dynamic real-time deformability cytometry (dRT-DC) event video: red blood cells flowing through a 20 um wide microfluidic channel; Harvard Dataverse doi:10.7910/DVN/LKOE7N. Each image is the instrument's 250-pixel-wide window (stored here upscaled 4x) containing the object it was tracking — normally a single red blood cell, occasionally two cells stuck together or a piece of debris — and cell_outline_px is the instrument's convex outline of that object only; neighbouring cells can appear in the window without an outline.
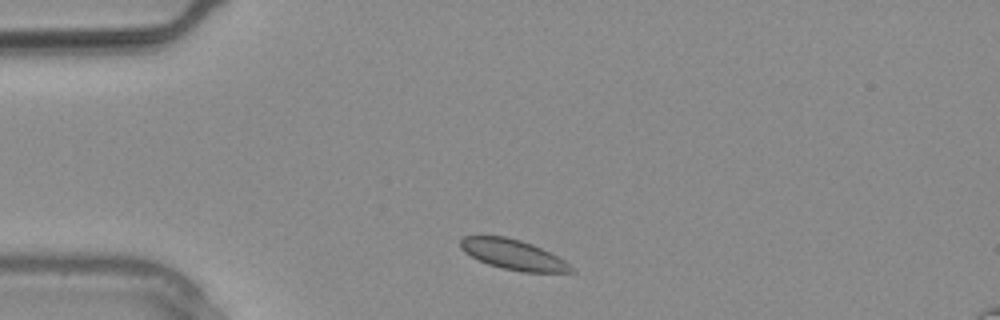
{"species": "common noctule bat (a hibernating species)", "species_latin": "Nyctalus noctula", "temperature_condition": "warm", "stored_images_in_passage": 14, "camera_frame_rate_fps": 3000, "um_per_image_px": 0.085, "animal": {"sex": "male", "body_mass_g": 20.4}, "frame": {"image": 1, "passage_image": 1, "time_ms": 0.0, "image_size_px": [1000, 320], "cell_outline_px": [[576, 272], [524, 272], [504, 268], [488, 264], [464, 252], [460, 248], [460, 240], [464, 236], [504, 236], [520, 240], [532, 244], [564, 260], [576, 268]], "centroid_in_image_um": [43.64, 21.64], "position_along_channel_um": 41.4, "area_um2": 19.19}}
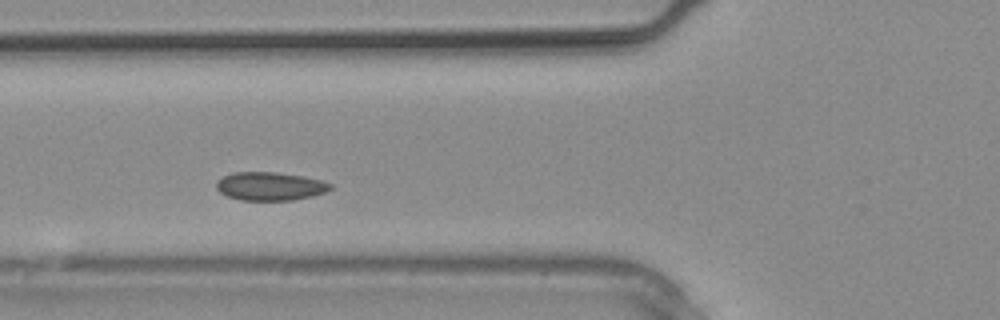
{"frame": {"image": 2, "passage_image": 5, "time_ms": 1.333, "image_size_px": [1000, 320], "cell_outline_px": [[332, 188], [324, 192], [312, 196], [292, 200], [240, 200], [228, 196], [220, 192], [216, 188], [216, 180], [232, 172], [276, 172], [304, 176], [320, 180], [332, 184]], "centroid_in_image_um": [22.93, 15.82], "position_along_channel_um": 102.9, "area_um2": 18.84}}